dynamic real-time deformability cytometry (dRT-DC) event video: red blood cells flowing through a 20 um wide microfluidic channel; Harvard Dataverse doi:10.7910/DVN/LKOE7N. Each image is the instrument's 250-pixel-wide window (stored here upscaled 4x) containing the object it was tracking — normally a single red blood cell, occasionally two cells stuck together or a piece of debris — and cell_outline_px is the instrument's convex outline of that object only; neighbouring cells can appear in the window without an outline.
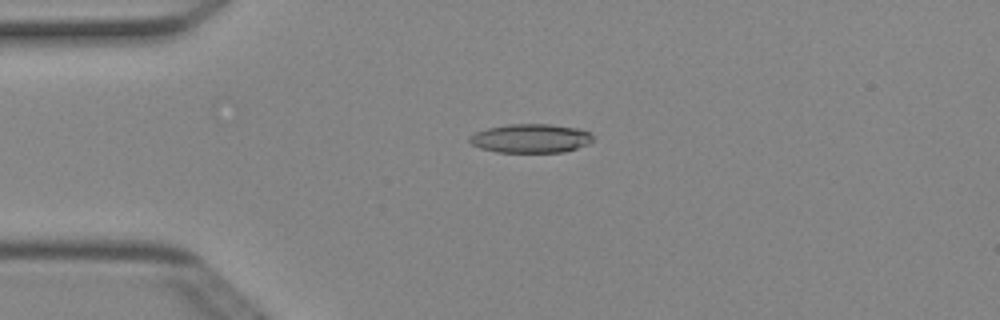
{"species": "Egyptian fruit bat (a non-hibernating species)", "species_latin": "Rousettus aegyptiacus", "temperature_condition": "cold", "stored_images_in_passage": 50, "camera_frame_rate_fps": 3000, "um_per_image_px": 0.085, "animal": {"sex": "female"}, "frame": {"image": 1, "passage_image": 12, "time_ms": 3.667, "image_size_px": [1000, 320], "cell_outline_px": [[592, 140], [588, 144], [564, 152], [496, 152], [480, 148], [472, 144], [468, 140], [468, 136], [476, 132], [488, 128], [508, 124], [552, 124], [580, 128], [588, 132], [592, 136]], "centroid_in_image_um": [45.1, 11.76], "position_along_channel_um": 39.9, "area_um2": 20.81}}
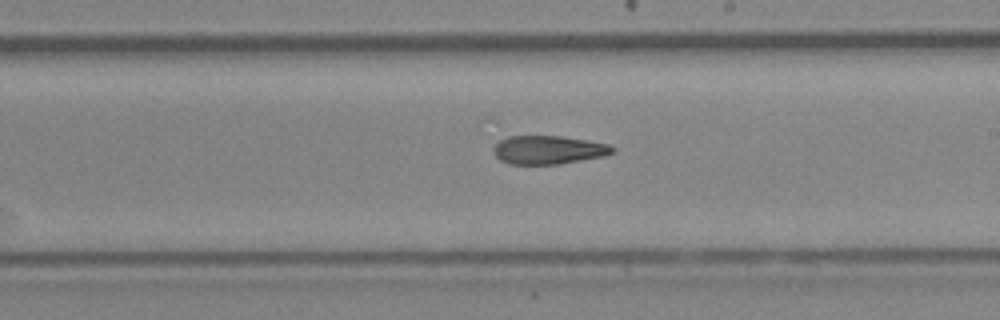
{"frame": {"image": 2, "passage_image": 29, "time_ms": 9.333, "image_size_px": [1000, 320], "cell_outline_px": [[616, 148], [612, 152], [604, 156], [560, 164], [508, 164], [500, 160], [492, 152], [492, 148], [500, 140], [508, 136], [560, 136], [588, 140], [608, 144]], "centroid_in_image_um": [46.59, 12.74], "position_along_channel_um": 242.4, "area_um2": 19.83}}
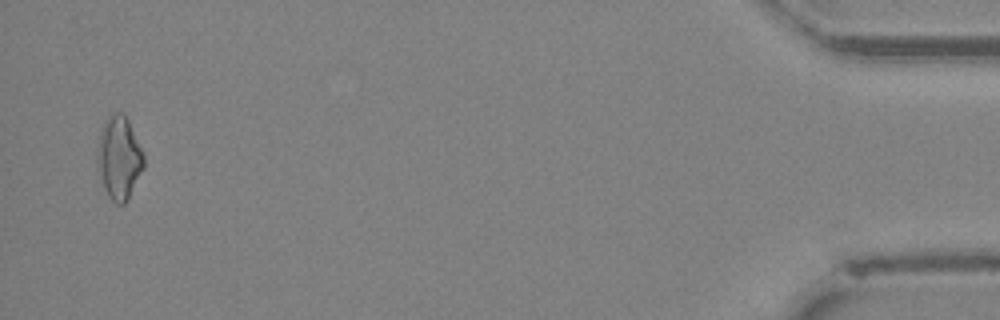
{"frame": {"image": 3, "passage_image": 49, "time_ms": 16.0, "image_size_px": [1000, 320], "cell_outline_px": [[144, 168], [124, 204], [116, 204], [108, 196], [96, 172], [96, 148], [104, 120], [112, 112], [124, 112], [128, 120], [144, 156]], "centroid_in_image_um": [10.07, 13.4], "position_along_channel_um": 425.1, "area_um2": 22.72}, "authors_computed_cell_mechanics": {"area_um2": 20.519, "velocity_mm_per_s": 4.0417, "shape_relaxation_time_tau1_ms": null, "shape_relaxation_time_tau2_ms": 6.2175, "deformation_change_tau1": null, "deformation_change_tau2": 0.1728}}